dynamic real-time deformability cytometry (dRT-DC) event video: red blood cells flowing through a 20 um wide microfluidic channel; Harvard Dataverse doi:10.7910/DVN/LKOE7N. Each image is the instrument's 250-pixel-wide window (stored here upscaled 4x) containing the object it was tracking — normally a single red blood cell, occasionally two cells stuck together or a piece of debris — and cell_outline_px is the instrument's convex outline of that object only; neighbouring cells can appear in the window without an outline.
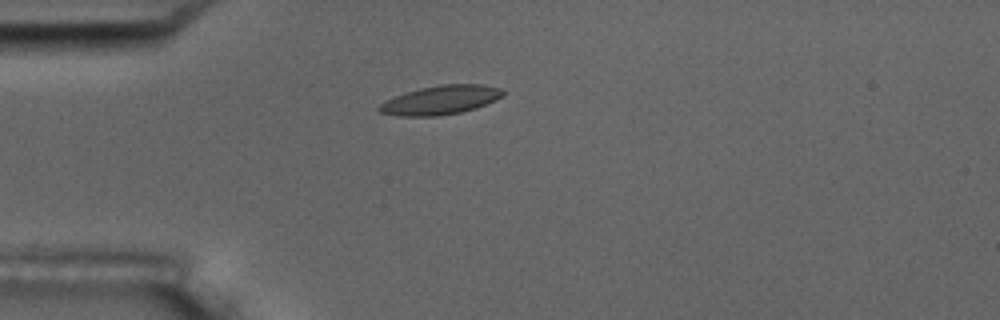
{"species": "common noctule bat (a hibernating species)", "species_latin": "Nyctalus noctula", "temperature_condition": "room temperature", "stored_images_in_passage": 7, "camera_frame_rate_fps": 3000, "um_per_image_px": 0.085, "animal": {"sex": "male", "body_mass_g": 17.5, "forearm_length_mm": 52.3}, "frame": {"image": 1, "passage_image": 4, "time_ms": 3.667, "image_size_px": [1000, 320], "cell_outline_px": [[504, 96], [496, 100], [476, 108], [460, 112], [436, 116], [396, 116], [380, 112], [376, 108], [384, 100], [420, 88], [440, 84], [484, 84], [500, 88], [504, 92]], "centroid_in_image_um": [37.45, 8.5], "position_along_channel_um": 47.5, "area_um2": 20.92}}